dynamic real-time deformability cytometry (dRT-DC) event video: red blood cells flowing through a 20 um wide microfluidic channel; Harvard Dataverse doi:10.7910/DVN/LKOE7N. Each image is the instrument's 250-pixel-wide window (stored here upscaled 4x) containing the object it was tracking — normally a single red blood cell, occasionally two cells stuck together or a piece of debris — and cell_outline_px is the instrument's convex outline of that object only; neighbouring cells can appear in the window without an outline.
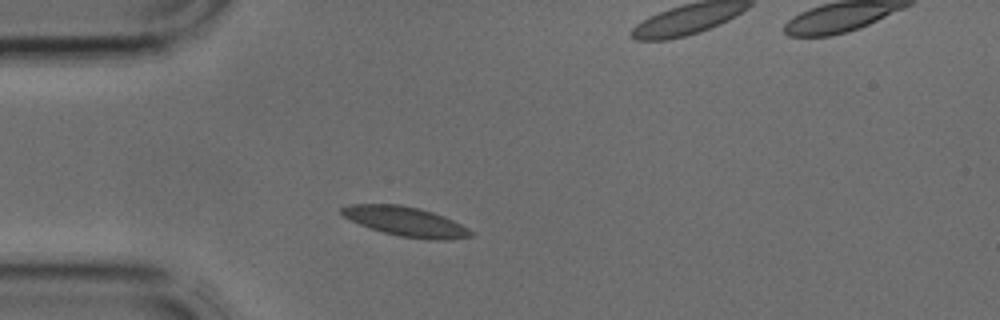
{"species": "common noctule bat (a hibernating species)", "species_latin": "Nyctalus noctula", "temperature_condition": "cold", "stored_images_in_passage": 2, "camera_frame_rate_fps": 3000, "um_per_image_px": 0.085, "animal": {"sex": "male", "body_mass_g": 17.9, "forearm_length_mm": 54.2}, "frame": {"image": 1, "passage_image": 1, "time_ms": 0.0, "image_size_px": [1000, 320], "cell_outline_px": [[476, 232], [472, 236], [448, 240], [428, 240], [400, 236], [384, 232], [360, 224], [344, 216], [340, 212], [340, 208], [352, 204], [400, 204], [420, 208], [444, 216]], "centroid_in_image_um": [34.53, 18.83], "position_along_channel_um": 50.5, "area_um2": 22.14}}